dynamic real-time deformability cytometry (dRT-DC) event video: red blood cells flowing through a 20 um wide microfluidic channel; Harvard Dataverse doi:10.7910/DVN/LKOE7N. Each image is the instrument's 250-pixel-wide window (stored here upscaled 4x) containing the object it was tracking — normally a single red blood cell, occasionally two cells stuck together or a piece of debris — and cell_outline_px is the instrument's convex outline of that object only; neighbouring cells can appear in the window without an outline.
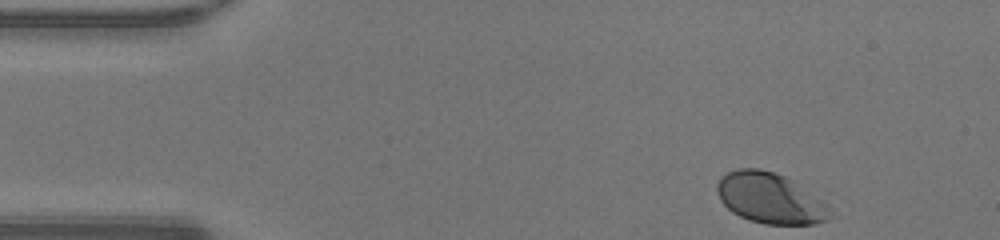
{"species": "human", "species_latin": "Homo sapiens", "temperature_condition": "warm", "stored_images_in_passage": 35, "camera_frame_rate_fps": 3000, "um_per_image_px": 0.085, "donor": {"sex": "male"}, "frame": {"image": 1, "passage_image": 1, "time_ms": 0.0, "image_size_px": [1000, 240], "cell_outline_px": [[832, 216], [828, 220], [816, 224], [764, 224], [748, 220], [732, 212], [720, 200], [716, 192], [716, 184], [720, 176], [728, 172], [740, 168], [760, 168], [796, 180], [820, 200], [824, 204]], "centroid_in_image_um": [65.42, 16.84], "position_along_channel_um": 19.6, "area_um2": 33.41}}
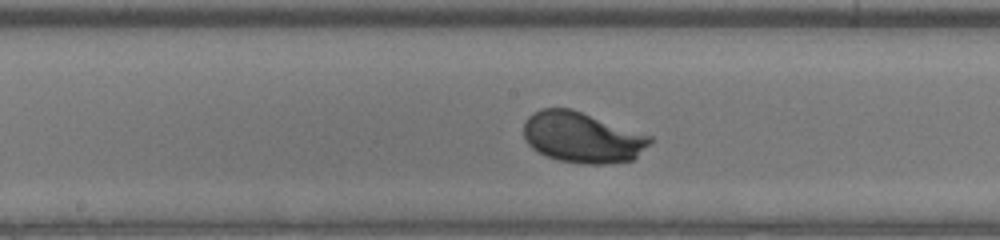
{"frame": {"image": 2, "passage_image": 20, "time_ms": 6.333, "image_size_px": [1000, 240], "cell_outline_px": [[656, 140], [632, 160], [604, 164], [584, 164], [560, 160], [544, 156], [532, 148], [528, 144], [524, 136], [524, 120], [532, 112], [540, 108], [572, 108], [652, 136]], "centroid_in_image_um": [49.49, 11.67], "position_along_channel_um": 198.7, "area_um2": 37.74}}
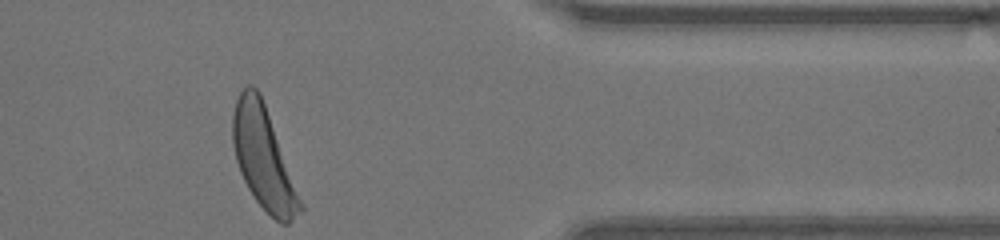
{"frame": {"image": 3, "passage_image": 35, "time_ms": 11.333, "image_size_px": [1000, 240], "cell_outline_px": [[304, 208], [288, 224], [280, 224], [256, 200], [248, 188], [240, 172], [236, 160], [232, 144], [232, 116], [236, 100], [240, 92], [248, 84], [252, 84], [260, 92], [304, 204]], "centroid_in_image_um": [22.39, 13.42], "position_along_channel_um": 389.0, "area_um2": 39.94}, "authors_computed_cell_mechanics": {"area_um2": 36.0672, "velocity_mm_per_s": 4.2898, "shape_relaxation_time_tau1_ms": 2.5248, "shape_relaxation_time_tau2_ms": null, "deformation_change_tau1": 0.1652, "deformation_change_tau2": null}}